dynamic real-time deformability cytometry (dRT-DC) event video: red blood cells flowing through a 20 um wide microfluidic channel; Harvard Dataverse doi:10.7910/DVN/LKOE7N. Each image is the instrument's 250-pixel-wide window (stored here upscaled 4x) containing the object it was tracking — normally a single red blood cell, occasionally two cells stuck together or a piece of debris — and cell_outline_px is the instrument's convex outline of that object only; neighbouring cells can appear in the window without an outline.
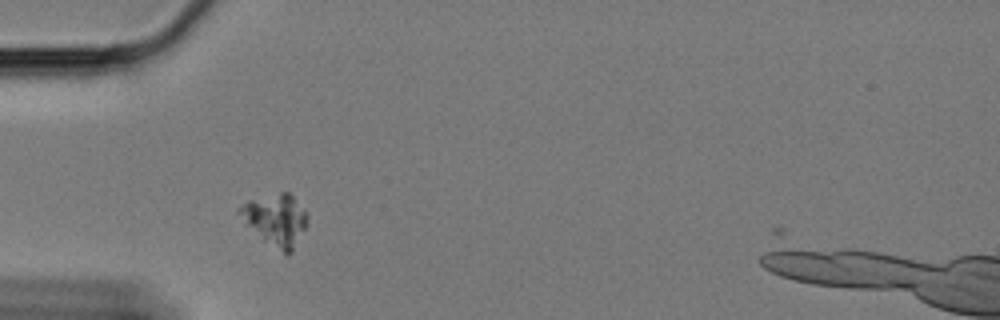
{"species": "Egyptian fruit bat (a non-hibernating species)", "species_latin": "Rousettus aegyptiacus", "temperature_condition": "cold", "stored_images_in_passage": 12, "camera_frame_rate_fps": 3000, "um_per_image_px": 0.085, "animal": {"sex": "female"}, "frame": {"image": 1, "passage_image": 1, "time_ms": 0.0, "image_size_px": [1000, 320], "cell_outline_px": [[308, 224], [292, 252], [288, 256], [264, 240], [244, 224], [236, 212], [236, 208], [248, 200], [280, 192], [288, 192], [308, 212]], "centroid_in_image_um": [23.43, 18.68], "position_along_channel_um": 61.6, "area_um2": 20.69}}
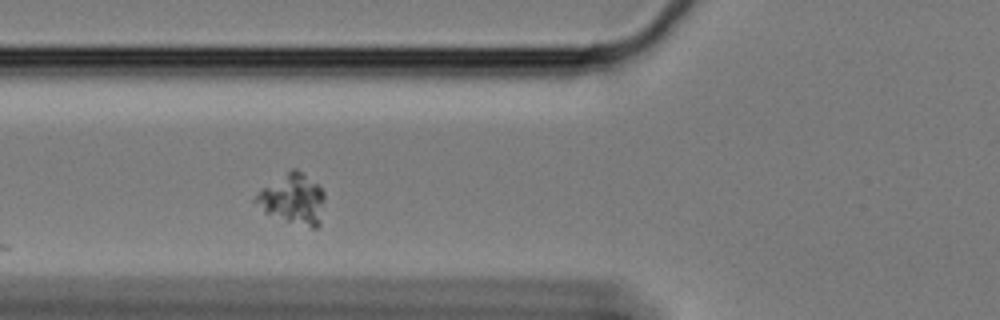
{"frame": {"image": 2, "passage_image": 5, "time_ms": 1.333, "image_size_px": [1000, 320], "cell_outline_px": [[324, 200], [320, 224], [316, 228], [312, 228], [284, 220], [264, 212], [252, 200], [260, 188], [292, 168], [296, 168], [316, 184], [324, 192]], "centroid_in_image_um": [24.86, 16.92], "position_along_channel_um": 100.9, "area_um2": 20.11}}
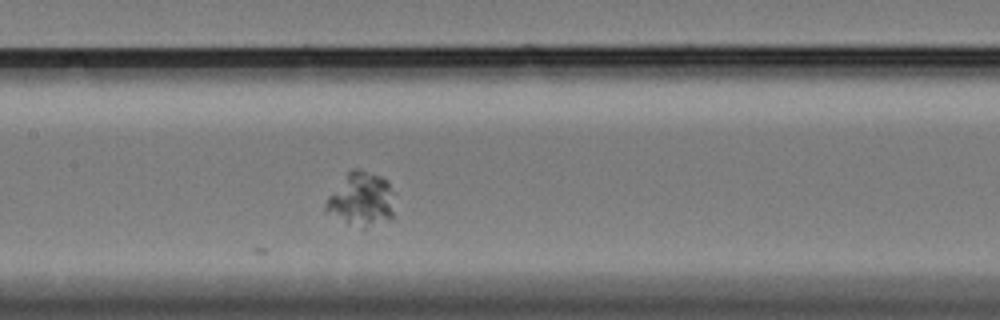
{"frame": {"image": 3, "passage_image": 12, "time_ms": 3.667, "image_size_px": [1000, 320], "cell_outline_px": [[392, 216], [388, 220], [364, 228], [324, 212], [324, 204], [328, 196], [348, 172], [352, 168], [360, 168], [380, 176], [388, 180], [392, 192]], "centroid_in_image_um": [30.69, 16.91], "position_along_channel_um": 176.7, "area_um2": 21.21}}